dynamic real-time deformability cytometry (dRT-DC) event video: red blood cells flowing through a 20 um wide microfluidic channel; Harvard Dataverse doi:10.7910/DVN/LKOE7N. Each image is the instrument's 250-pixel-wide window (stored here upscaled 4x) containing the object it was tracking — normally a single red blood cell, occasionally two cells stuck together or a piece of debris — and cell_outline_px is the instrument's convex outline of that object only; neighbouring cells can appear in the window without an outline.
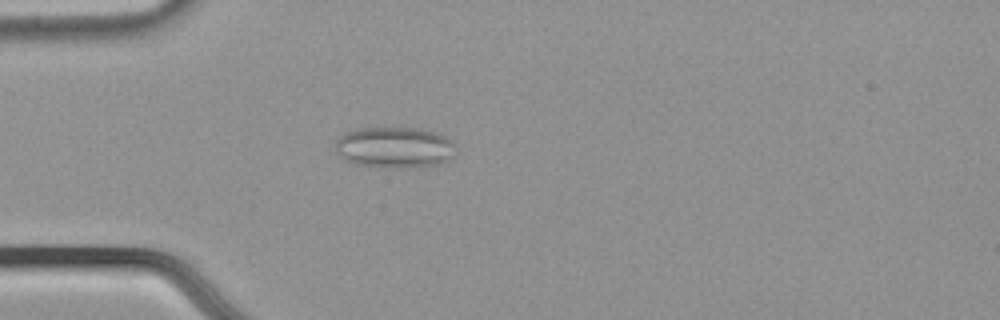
{"species": "common noctule bat (a hibernating species)", "species_latin": "Nyctalus noctula", "temperature_condition": "cold", "stored_images_in_passage": 55, "camera_frame_rate_fps": 3000, "um_per_image_px": 0.085, "animal": {"sex": "male", "body_mass_g": 21.5, "forearm_length_mm": 52.0}, "frame": {"image": 1, "passage_image": 16, "time_ms": 5.0, "image_size_px": [1000, 320], "cell_outline_px": [[456, 144], [452, 156], [448, 160], [436, 164], [412, 168], [380, 168], [352, 164], [344, 160], [336, 152], [336, 140], [340, 136], [356, 128], [420, 128], [436, 132], [452, 140]], "centroid_in_image_um": [33.52, 12.55], "position_along_channel_um": 51.5, "area_um2": 29.25}}
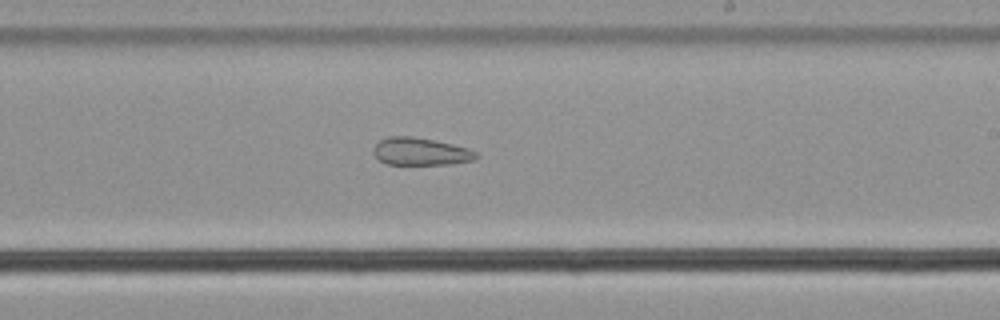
{"frame": {"image": 2, "passage_image": 33, "time_ms": 10.667, "image_size_px": [1000, 320], "cell_outline_px": [[480, 156], [476, 160], [452, 164], [388, 164], [380, 160], [372, 152], [372, 148], [380, 140], [388, 136], [412, 136], [452, 144], [468, 148], [476, 152]], "centroid_in_image_um": [35.77, 12.88], "position_along_channel_um": 253.2, "area_um2": 16.53}}
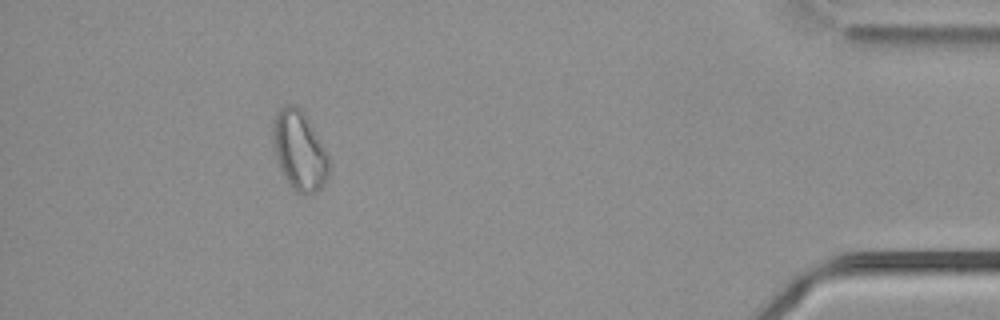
{"frame": {"image": 3, "passage_image": 50, "time_ms": 16.333, "image_size_px": [1000, 320], "cell_outline_px": [[328, 176], [324, 184], [316, 192], [304, 196], [296, 192], [292, 188], [280, 168], [276, 156], [272, 140], [272, 124], [280, 108], [284, 104], [292, 104], [300, 108], [324, 148], [328, 156]], "centroid_in_image_um": [25.43, 12.83], "position_along_channel_um": 409.8, "area_um2": 25.49}, "authors_computed_cell_mechanics": {"area_um2": 23.698, "velocity_mm_per_s": 3.7651, "shape_relaxation_time_tau1_ms": null, "shape_relaxation_time_tau2_ms": 4.8161, "deformation_change_tau1": null, "deformation_change_tau2": 0.1297}}